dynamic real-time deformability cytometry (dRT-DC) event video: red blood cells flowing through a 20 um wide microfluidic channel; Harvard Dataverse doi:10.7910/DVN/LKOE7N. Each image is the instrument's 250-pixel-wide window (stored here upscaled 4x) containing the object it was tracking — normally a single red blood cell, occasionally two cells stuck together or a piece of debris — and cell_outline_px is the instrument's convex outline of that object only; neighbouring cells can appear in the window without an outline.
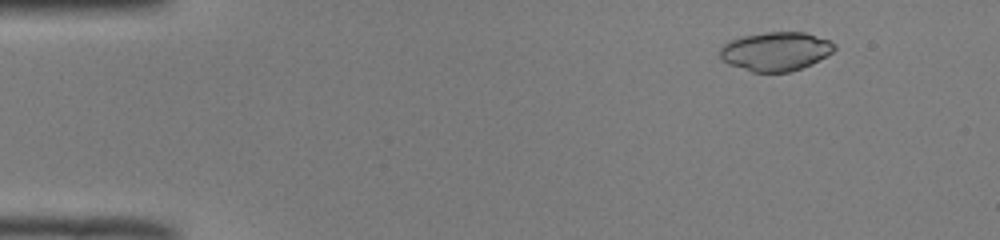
{"species": "common noctule bat (a hibernating species)", "species_latin": "Nyctalus noctula", "temperature_condition": "room temperature", "stored_images_in_passage": 51, "camera_frame_rate_fps": 3000, "um_per_image_px": 0.085, "animal": {"sex": "male", "body_mass_g": 19.0, "forearm_length_mm": 50.8}, "frame": {"image": 1, "passage_image": 6, "time_ms": 1.667, "image_size_px": [1000, 240], "cell_outline_px": [[836, 48], [832, 52], [800, 68], [788, 72], [752, 72], [728, 64], [720, 56], [720, 48], [724, 44], [732, 40], [744, 36], [768, 32], [804, 32], [828, 40], [836, 44]], "centroid_in_image_um": [65.91, 4.36], "position_along_channel_um": 19.1, "area_um2": 25.43}}
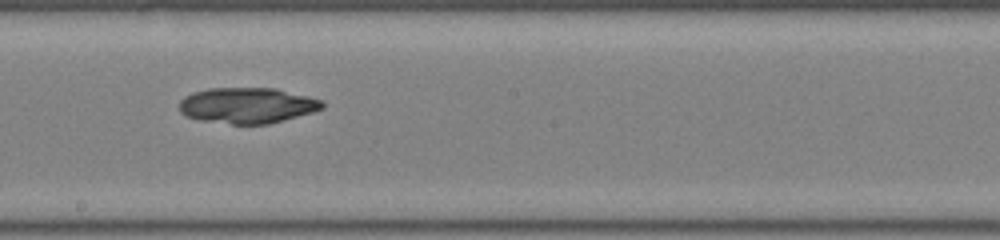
{"frame": {"image": 2, "passage_image": 29, "time_ms": 9.333, "image_size_px": [1000, 240], "cell_outline_px": [[324, 108], [312, 112], [268, 124], [232, 124], [200, 120], [184, 116], [180, 112], [180, 100], [184, 96], [192, 92], [208, 88], [276, 88], [324, 100]], "centroid_in_image_um": [21.0, 8.95], "position_along_channel_um": 227.2, "area_um2": 29.94}}
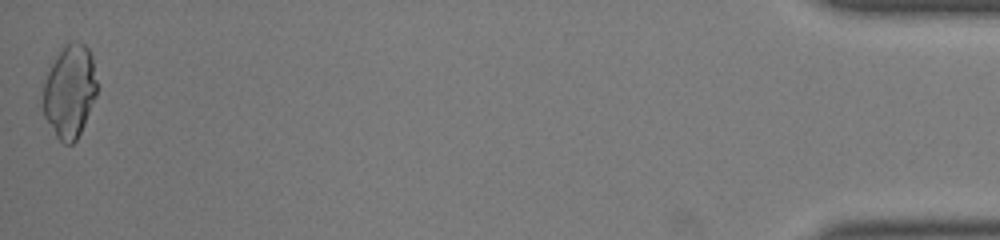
{"frame": {"image": 3, "passage_image": 51, "time_ms": 16.667, "image_size_px": [1000, 240], "cell_outline_px": [[96, 96], [84, 124], [76, 140], [72, 144], [64, 144], [56, 136], [44, 116], [40, 92], [44, 80], [52, 64], [64, 44], [68, 40], [76, 40], [84, 44], [88, 48], [92, 56], [96, 80]], "centroid_in_image_um": [5.89, 7.74], "position_along_channel_um": 429.3, "area_um2": 29.54}, "authors_computed_cell_mechanics": {"area_um2": 29.3046, "velocity_mm_per_s": 4.002, "shape_relaxation_time_tau1_ms": null, "shape_relaxation_time_tau2_ms": 3.7647, "deformation_change_tau1": null, "deformation_change_tau2": 0.0422}}